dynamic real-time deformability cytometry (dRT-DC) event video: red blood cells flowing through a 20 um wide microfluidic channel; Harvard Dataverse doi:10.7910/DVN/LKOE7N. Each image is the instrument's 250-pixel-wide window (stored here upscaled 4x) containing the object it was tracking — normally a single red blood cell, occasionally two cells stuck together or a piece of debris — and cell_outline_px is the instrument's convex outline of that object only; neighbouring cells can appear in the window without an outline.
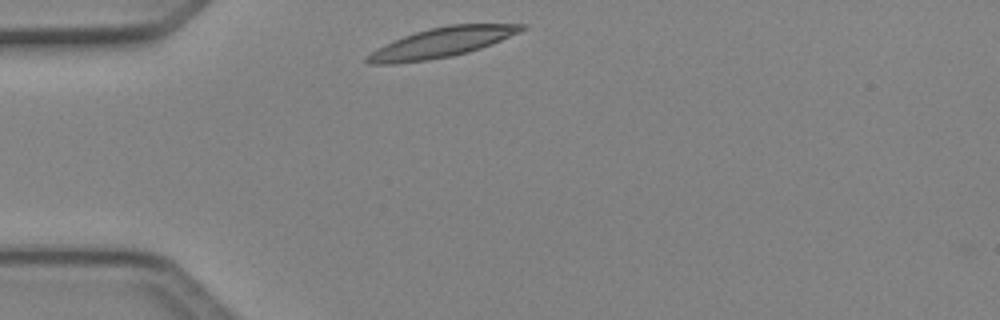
{"species": "Egyptian fruit bat (a non-hibernating species)", "species_latin": "Rousettus aegyptiacus", "temperature_condition": "cold", "stored_images_in_passage": 4, "camera_frame_rate_fps": 3000, "um_per_image_px": 0.085, "animal": {"sex": "female"}, "frame": {"image": 1, "passage_image": 1, "time_ms": 0.0, "image_size_px": [1000, 320], "cell_outline_px": [[528, 28], [520, 32], [492, 44], [468, 52], [452, 56], [428, 60], [396, 64], [368, 64], [364, 60], [364, 56], [384, 44], [404, 36], [416, 32], [432, 28], [452, 24], [524, 24]], "centroid_in_image_um": [37.51, 3.63], "position_along_channel_um": 47.5, "area_um2": 26.7}}
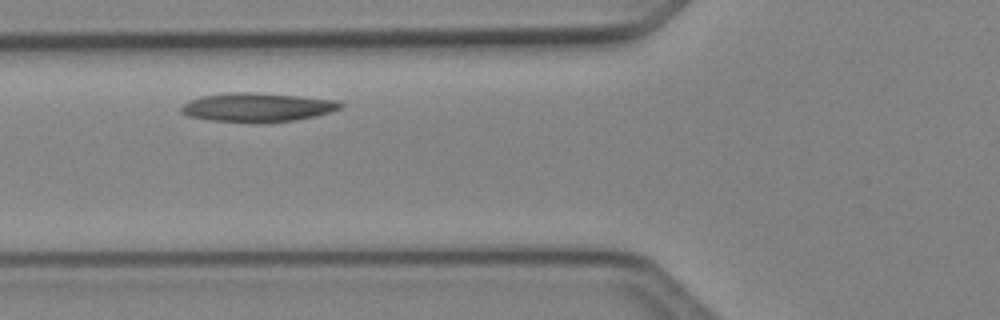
{"frame": {"image": 2, "passage_image": 3, "time_ms": 0.667, "image_size_px": [1000, 320], "cell_outline_px": [[344, 104], [340, 108], [316, 116], [296, 120], [256, 124], [212, 120], [188, 116], [180, 112], [180, 108], [184, 104], [200, 96], [228, 92], [260, 92], [300, 96], [336, 100]], "centroid_in_image_um": [21.86, 9.13], "position_along_channel_um": 103.9, "area_um2": 27.17}}
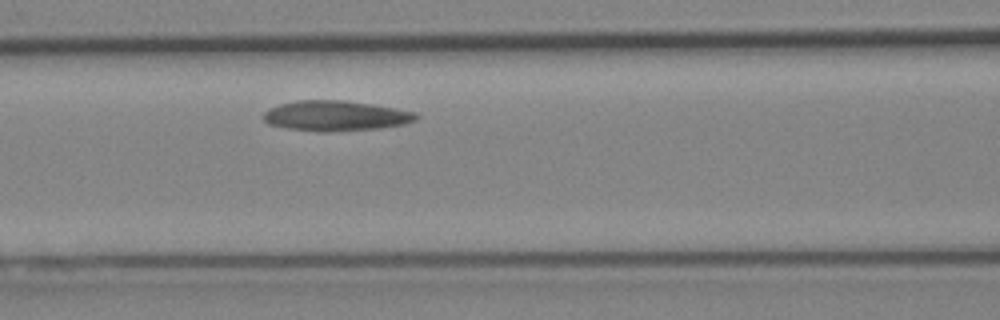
{"frame": {"image": 3, "passage_image": 4, "time_ms": 1.0, "image_size_px": [1000, 320], "cell_outline_px": [[420, 116], [416, 120], [404, 124], [380, 128], [328, 132], [316, 132], [288, 128], [268, 124], [264, 120], [264, 112], [280, 104], [296, 100], [344, 100], [372, 104], [396, 108], [416, 112]], "centroid_in_image_um": [28.56, 9.84], "position_along_channel_um": 138.0, "area_um2": 26.99}}